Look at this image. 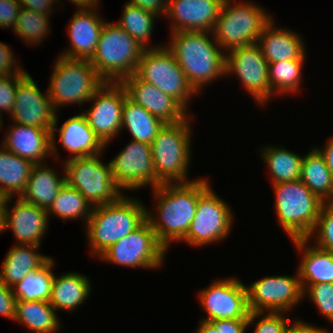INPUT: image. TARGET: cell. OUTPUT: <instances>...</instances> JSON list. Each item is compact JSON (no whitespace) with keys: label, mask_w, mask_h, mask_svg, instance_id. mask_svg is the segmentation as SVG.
<instances>
[{"label":"cell","mask_w":333,"mask_h":333,"mask_svg":"<svg viewBox=\"0 0 333 333\" xmlns=\"http://www.w3.org/2000/svg\"><path fill=\"white\" fill-rule=\"evenodd\" d=\"M210 186L207 178L187 183H163L151 188L157 199L156 212L147 209L157 240L168 250L171 243L180 242L188 233L195 217L199 196ZM156 215V216H154Z\"/></svg>","instance_id":"1"},{"label":"cell","mask_w":333,"mask_h":333,"mask_svg":"<svg viewBox=\"0 0 333 333\" xmlns=\"http://www.w3.org/2000/svg\"><path fill=\"white\" fill-rule=\"evenodd\" d=\"M165 44L198 93L205 85L225 76L226 52L210 31H179Z\"/></svg>","instance_id":"2"},{"label":"cell","mask_w":333,"mask_h":333,"mask_svg":"<svg viewBox=\"0 0 333 333\" xmlns=\"http://www.w3.org/2000/svg\"><path fill=\"white\" fill-rule=\"evenodd\" d=\"M140 200L124 194L115 202L94 206L86 222V236L93 257H99L110 246L138 228L147 217Z\"/></svg>","instance_id":"3"},{"label":"cell","mask_w":333,"mask_h":333,"mask_svg":"<svg viewBox=\"0 0 333 333\" xmlns=\"http://www.w3.org/2000/svg\"><path fill=\"white\" fill-rule=\"evenodd\" d=\"M145 48L116 23L105 22L89 60L104 82L121 83L137 70Z\"/></svg>","instance_id":"4"},{"label":"cell","mask_w":333,"mask_h":333,"mask_svg":"<svg viewBox=\"0 0 333 333\" xmlns=\"http://www.w3.org/2000/svg\"><path fill=\"white\" fill-rule=\"evenodd\" d=\"M277 223L291 240L309 238L324 203L300 179L272 184Z\"/></svg>","instance_id":"5"},{"label":"cell","mask_w":333,"mask_h":333,"mask_svg":"<svg viewBox=\"0 0 333 333\" xmlns=\"http://www.w3.org/2000/svg\"><path fill=\"white\" fill-rule=\"evenodd\" d=\"M188 116L178 123H165L151 143L156 179L161 183H187L191 160V130Z\"/></svg>","instance_id":"6"},{"label":"cell","mask_w":333,"mask_h":333,"mask_svg":"<svg viewBox=\"0 0 333 333\" xmlns=\"http://www.w3.org/2000/svg\"><path fill=\"white\" fill-rule=\"evenodd\" d=\"M272 19L258 4L224 0L212 32L215 41L224 52H228L257 43L264 27Z\"/></svg>","instance_id":"7"},{"label":"cell","mask_w":333,"mask_h":333,"mask_svg":"<svg viewBox=\"0 0 333 333\" xmlns=\"http://www.w3.org/2000/svg\"><path fill=\"white\" fill-rule=\"evenodd\" d=\"M104 83L89 60L59 55L47 90L57 110L66 105L89 102Z\"/></svg>","instance_id":"8"},{"label":"cell","mask_w":333,"mask_h":333,"mask_svg":"<svg viewBox=\"0 0 333 333\" xmlns=\"http://www.w3.org/2000/svg\"><path fill=\"white\" fill-rule=\"evenodd\" d=\"M69 158L63 161L65 183L78 190L94 206L117 201L123 193L112 177L110 164L102 156Z\"/></svg>","instance_id":"9"},{"label":"cell","mask_w":333,"mask_h":333,"mask_svg":"<svg viewBox=\"0 0 333 333\" xmlns=\"http://www.w3.org/2000/svg\"><path fill=\"white\" fill-rule=\"evenodd\" d=\"M135 74L141 80L153 84L174 98L186 111L189 105L188 101L197 95L173 53L166 45L145 49Z\"/></svg>","instance_id":"10"},{"label":"cell","mask_w":333,"mask_h":333,"mask_svg":"<svg viewBox=\"0 0 333 333\" xmlns=\"http://www.w3.org/2000/svg\"><path fill=\"white\" fill-rule=\"evenodd\" d=\"M166 253L167 249L157 240L146 219L138 228L110 246L99 258L119 266L154 270L164 263Z\"/></svg>","instance_id":"11"},{"label":"cell","mask_w":333,"mask_h":333,"mask_svg":"<svg viewBox=\"0 0 333 333\" xmlns=\"http://www.w3.org/2000/svg\"><path fill=\"white\" fill-rule=\"evenodd\" d=\"M232 224L231 208L209 186L199 196L195 217L180 242L185 241L194 247L217 243L228 237Z\"/></svg>","instance_id":"12"},{"label":"cell","mask_w":333,"mask_h":333,"mask_svg":"<svg viewBox=\"0 0 333 333\" xmlns=\"http://www.w3.org/2000/svg\"><path fill=\"white\" fill-rule=\"evenodd\" d=\"M268 71V61L257 43L226 52L225 75L236 74L244 89L262 106L272 98Z\"/></svg>","instance_id":"13"},{"label":"cell","mask_w":333,"mask_h":333,"mask_svg":"<svg viewBox=\"0 0 333 333\" xmlns=\"http://www.w3.org/2000/svg\"><path fill=\"white\" fill-rule=\"evenodd\" d=\"M296 276H267L247 287L250 312H284L303 300L299 273Z\"/></svg>","instance_id":"14"},{"label":"cell","mask_w":333,"mask_h":333,"mask_svg":"<svg viewBox=\"0 0 333 333\" xmlns=\"http://www.w3.org/2000/svg\"><path fill=\"white\" fill-rule=\"evenodd\" d=\"M109 164L112 177L121 190L161 185L156 179L150 144L130 140Z\"/></svg>","instance_id":"15"},{"label":"cell","mask_w":333,"mask_h":333,"mask_svg":"<svg viewBox=\"0 0 333 333\" xmlns=\"http://www.w3.org/2000/svg\"><path fill=\"white\" fill-rule=\"evenodd\" d=\"M198 293L199 303L207 313L201 320L248 319L247 287L239 279L214 280Z\"/></svg>","instance_id":"16"},{"label":"cell","mask_w":333,"mask_h":333,"mask_svg":"<svg viewBox=\"0 0 333 333\" xmlns=\"http://www.w3.org/2000/svg\"><path fill=\"white\" fill-rule=\"evenodd\" d=\"M127 92L121 83L105 82L89 100L93 105L83 111L88 125L105 145L122 130L123 103Z\"/></svg>","instance_id":"17"},{"label":"cell","mask_w":333,"mask_h":333,"mask_svg":"<svg viewBox=\"0 0 333 333\" xmlns=\"http://www.w3.org/2000/svg\"><path fill=\"white\" fill-rule=\"evenodd\" d=\"M56 111L48 95L42 93L27 73L17 85L15 103L12 109V121L17 124L52 130Z\"/></svg>","instance_id":"18"},{"label":"cell","mask_w":333,"mask_h":333,"mask_svg":"<svg viewBox=\"0 0 333 333\" xmlns=\"http://www.w3.org/2000/svg\"><path fill=\"white\" fill-rule=\"evenodd\" d=\"M58 114H56L54 125L51 130V154L53 159L58 160L56 134L59 130V141L64 149L69 151L71 158L95 156L104 153L105 145L95 135L93 129L88 125L83 113L70 117L61 127H58ZM57 127L59 129H57ZM57 130V131H56Z\"/></svg>","instance_id":"19"},{"label":"cell","mask_w":333,"mask_h":333,"mask_svg":"<svg viewBox=\"0 0 333 333\" xmlns=\"http://www.w3.org/2000/svg\"><path fill=\"white\" fill-rule=\"evenodd\" d=\"M224 0H168L166 18L171 32H212Z\"/></svg>","instance_id":"20"},{"label":"cell","mask_w":333,"mask_h":333,"mask_svg":"<svg viewBox=\"0 0 333 333\" xmlns=\"http://www.w3.org/2000/svg\"><path fill=\"white\" fill-rule=\"evenodd\" d=\"M97 5L79 7L69 21L67 27L70 48L64 50L61 56L71 59L90 60L95 53L101 30L106 22L99 12H96ZM96 12V13H95Z\"/></svg>","instance_id":"21"},{"label":"cell","mask_w":333,"mask_h":333,"mask_svg":"<svg viewBox=\"0 0 333 333\" xmlns=\"http://www.w3.org/2000/svg\"><path fill=\"white\" fill-rule=\"evenodd\" d=\"M121 84L127 96L164 123H178L188 112L171 96L153 84L141 80L135 73L125 78Z\"/></svg>","instance_id":"22"},{"label":"cell","mask_w":333,"mask_h":333,"mask_svg":"<svg viewBox=\"0 0 333 333\" xmlns=\"http://www.w3.org/2000/svg\"><path fill=\"white\" fill-rule=\"evenodd\" d=\"M13 198L9 197L4 204L6 230H12L16 244L41 246L49 224L47 210L26 202L21 197H18L10 210L8 204Z\"/></svg>","instance_id":"23"},{"label":"cell","mask_w":333,"mask_h":333,"mask_svg":"<svg viewBox=\"0 0 333 333\" xmlns=\"http://www.w3.org/2000/svg\"><path fill=\"white\" fill-rule=\"evenodd\" d=\"M12 126L1 142V145L8 151L34 164L44 163L47 156H52L51 131L49 129L17 123H13Z\"/></svg>","instance_id":"24"},{"label":"cell","mask_w":333,"mask_h":333,"mask_svg":"<svg viewBox=\"0 0 333 333\" xmlns=\"http://www.w3.org/2000/svg\"><path fill=\"white\" fill-rule=\"evenodd\" d=\"M273 22L264 27L257 41L268 63L306 58L302 37L290 29L275 27Z\"/></svg>","instance_id":"25"},{"label":"cell","mask_w":333,"mask_h":333,"mask_svg":"<svg viewBox=\"0 0 333 333\" xmlns=\"http://www.w3.org/2000/svg\"><path fill=\"white\" fill-rule=\"evenodd\" d=\"M292 242L297 251L303 253L297 269L302 290L312 284L333 283V253L315 245H307L310 243L307 238L295 239Z\"/></svg>","instance_id":"26"},{"label":"cell","mask_w":333,"mask_h":333,"mask_svg":"<svg viewBox=\"0 0 333 333\" xmlns=\"http://www.w3.org/2000/svg\"><path fill=\"white\" fill-rule=\"evenodd\" d=\"M38 248L40 246L13 245L2 263L0 280L12 288L27 274L40 269L51 257L37 252Z\"/></svg>","instance_id":"27"},{"label":"cell","mask_w":333,"mask_h":333,"mask_svg":"<svg viewBox=\"0 0 333 333\" xmlns=\"http://www.w3.org/2000/svg\"><path fill=\"white\" fill-rule=\"evenodd\" d=\"M46 165V166H44ZM33 166L27 186L20 197L26 202L48 210L65 184V175L60 177L56 170L47 164Z\"/></svg>","instance_id":"28"},{"label":"cell","mask_w":333,"mask_h":333,"mask_svg":"<svg viewBox=\"0 0 333 333\" xmlns=\"http://www.w3.org/2000/svg\"><path fill=\"white\" fill-rule=\"evenodd\" d=\"M91 292L89 278L77 272H67L53 278L49 303L57 311H73L83 304Z\"/></svg>","instance_id":"29"},{"label":"cell","mask_w":333,"mask_h":333,"mask_svg":"<svg viewBox=\"0 0 333 333\" xmlns=\"http://www.w3.org/2000/svg\"><path fill=\"white\" fill-rule=\"evenodd\" d=\"M299 179L322 201H333V178L317 146L303 156Z\"/></svg>","instance_id":"30"},{"label":"cell","mask_w":333,"mask_h":333,"mask_svg":"<svg viewBox=\"0 0 333 333\" xmlns=\"http://www.w3.org/2000/svg\"><path fill=\"white\" fill-rule=\"evenodd\" d=\"M15 321L34 333H56L61 326L54 307L41 300H17Z\"/></svg>","instance_id":"31"},{"label":"cell","mask_w":333,"mask_h":333,"mask_svg":"<svg viewBox=\"0 0 333 333\" xmlns=\"http://www.w3.org/2000/svg\"><path fill=\"white\" fill-rule=\"evenodd\" d=\"M165 123L131 100L127 95L123 103L122 130L127 128L133 141L150 144Z\"/></svg>","instance_id":"32"},{"label":"cell","mask_w":333,"mask_h":333,"mask_svg":"<svg viewBox=\"0 0 333 333\" xmlns=\"http://www.w3.org/2000/svg\"><path fill=\"white\" fill-rule=\"evenodd\" d=\"M0 186L8 197L24 192L31 175L33 162L0 147Z\"/></svg>","instance_id":"33"},{"label":"cell","mask_w":333,"mask_h":333,"mask_svg":"<svg viewBox=\"0 0 333 333\" xmlns=\"http://www.w3.org/2000/svg\"><path fill=\"white\" fill-rule=\"evenodd\" d=\"M263 161L271 174L272 184L296 181L300 178L303 156L283 147L265 146L260 148Z\"/></svg>","instance_id":"34"},{"label":"cell","mask_w":333,"mask_h":333,"mask_svg":"<svg viewBox=\"0 0 333 333\" xmlns=\"http://www.w3.org/2000/svg\"><path fill=\"white\" fill-rule=\"evenodd\" d=\"M51 257L40 269L27 274L19 283L12 287L16 300L48 301L54 278L55 262ZM53 267V268H52Z\"/></svg>","instance_id":"35"},{"label":"cell","mask_w":333,"mask_h":333,"mask_svg":"<svg viewBox=\"0 0 333 333\" xmlns=\"http://www.w3.org/2000/svg\"><path fill=\"white\" fill-rule=\"evenodd\" d=\"M93 206L90 202L75 188L66 183L59 191L52 205L47 210L48 218L52 214L64 220L85 219L86 223L91 217Z\"/></svg>","instance_id":"36"},{"label":"cell","mask_w":333,"mask_h":333,"mask_svg":"<svg viewBox=\"0 0 333 333\" xmlns=\"http://www.w3.org/2000/svg\"><path fill=\"white\" fill-rule=\"evenodd\" d=\"M158 18L153 12L138 8L125 2L123 6L122 17L116 24L124 29L132 38H134L145 49L158 48L163 45L148 47L150 37L153 33L154 20Z\"/></svg>","instance_id":"37"},{"label":"cell","mask_w":333,"mask_h":333,"mask_svg":"<svg viewBox=\"0 0 333 333\" xmlns=\"http://www.w3.org/2000/svg\"><path fill=\"white\" fill-rule=\"evenodd\" d=\"M306 58L268 63V79L272 97L277 94L297 93L301 91L302 67Z\"/></svg>","instance_id":"38"},{"label":"cell","mask_w":333,"mask_h":333,"mask_svg":"<svg viewBox=\"0 0 333 333\" xmlns=\"http://www.w3.org/2000/svg\"><path fill=\"white\" fill-rule=\"evenodd\" d=\"M50 15L22 7L16 19L13 32L19 35L18 37H22L21 40H24L30 46L31 44L32 46L40 45V43H43V38L50 32Z\"/></svg>","instance_id":"39"},{"label":"cell","mask_w":333,"mask_h":333,"mask_svg":"<svg viewBox=\"0 0 333 333\" xmlns=\"http://www.w3.org/2000/svg\"><path fill=\"white\" fill-rule=\"evenodd\" d=\"M316 247L333 253V201L324 202L317 220V224L308 239L315 237Z\"/></svg>","instance_id":"40"},{"label":"cell","mask_w":333,"mask_h":333,"mask_svg":"<svg viewBox=\"0 0 333 333\" xmlns=\"http://www.w3.org/2000/svg\"><path fill=\"white\" fill-rule=\"evenodd\" d=\"M284 315V312H250L248 315V327L256 324L253 333H285L290 318ZM258 317L262 318L255 323Z\"/></svg>","instance_id":"41"},{"label":"cell","mask_w":333,"mask_h":333,"mask_svg":"<svg viewBox=\"0 0 333 333\" xmlns=\"http://www.w3.org/2000/svg\"><path fill=\"white\" fill-rule=\"evenodd\" d=\"M308 295L320 311L329 321L333 319V283H318L309 285L303 291V297Z\"/></svg>","instance_id":"42"},{"label":"cell","mask_w":333,"mask_h":333,"mask_svg":"<svg viewBox=\"0 0 333 333\" xmlns=\"http://www.w3.org/2000/svg\"><path fill=\"white\" fill-rule=\"evenodd\" d=\"M28 72L23 71L19 75H7L0 76V117L3 118L2 112L7 111L9 116L12 113V109L15 103V95L17 90L18 82L27 74Z\"/></svg>","instance_id":"43"},{"label":"cell","mask_w":333,"mask_h":333,"mask_svg":"<svg viewBox=\"0 0 333 333\" xmlns=\"http://www.w3.org/2000/svg\"><path fill=\"white\" fill-rule=\"evenodd\" d=\"M10 48L0 41V76L19 75L24 71L14 60V52Z\"/></svg>","instance_id":"44"},{"label":"cell","mask_w":333,"mask_h":333,"mask_svg":"<svg viewBox=\"0 0 333 333\" xmlns=\"http://www.w3.org/2000/svg\"><path fill=\"white\" fill-rule=\"evenodd\" d=\"M21 8L16 0H0V27L13 29Z\"/></svg>","instance_id":"45"},{"label":"cell","mask_w":333,"mask_h":333,"mask_svg":"<svg viewBox=\"0 0 333 333\" xmlns=\"http://www.w3.org/2000/svg\"><path fill=\"white\" fill-rule=\"evenodd\" d=\"M16 302L12 288L0 280V315L15 320Z\"/></svg>","instance_id":"46"},{"label":"cell","mask_w":333,"mask_h":333,"mask_svg":"<svg viewBox=\"0 0 333 333\" xmlns=\"http://www.w3.org/2000/svg\"><path fill=\"white\" fill-rule=\"evenodd\" d=\"M168 0H129V4L148 10L162 17L165 16Z\"/></svg>","instance_id":"47"},{"label":"cell","mask_w":333,"mask_h":333,"mask_svg":"<svg viewBox=\"0 0 333 333\" xmlns=\"http://www.w3.org/2000/svg\"><path fill=\"white\" fill-rule=\"evenodd\" d=\"M16 1L25 9L44 14H51L52 12H54L53 4L57 2V0H16Z\"/></svg>","instance_id":"48"},{"label":"cell","mask_w":333,"mask_h":333,"mask_svg":"<svg viewBox=\"0 0 333 333\" xmlns=\"http://www.w3.org/2000/svg\"><path fill=\"white\" fill-rule=\"evenodd\" d=\"M248 319H221L220 333H245Z\"/></svg>","instance_id":"49"},{"label":"cell","mask_w":333,"mask_h":333,"mask_svg":"<svg viewBox=\"0 0 333 333\" xmlns=\"http://www.w3.org/2000/svg\"><path fill=\"white\" fill-rule=\"evenodd\" d=\"M290 326L287 325V330L285 333H327V329H323L320 327L313 326L309 323L303 322V320L297 319V321H293Z\"/></svg>","instance_id":"50"},{"label":"cell","mask_w":333,"mask_h":333,"mask_svg":"<svg viewBox=\"0 0 333 333\" xmlns=\"http://www.w3.org/2000/svg\"><path fill=\"white\" fill-rule=\"evenodd\" d=\"M194 333H220V320H200L199 327Z\"/></svg>","instance_id":"51"},{"label":"cell","mask_w":333,"mask_h":333,"mask_svg":"<svg viewBox=\"0 0 333 333\" xmlns=\"http://www.w3.org/2000/svg\"><path fill=\"white\" fill-rule=\"evenodd\" d=\"M319 151L325 157L329 171L331 172L333 178V138H330L328 143L324 146V149L320 148Z\"/></svg>","instance_id":"52"},{"label":"cell","mask_w":333,"mask_h":333,"mask_svg":"<svg viewBox=\"0 0 333 333\" xmlns=\"http://www.w3.org/2000/svg\"><path fill=\"white\" fill-rule=\"evenodd\" d=\"M69 1L73 2L78 7H89L100 3V0H69Z\"/></svg>","instance_id":"53"},{"label":"cell","mask_w":333,"mask_h":333,"mask_svg":"<svg viewBox=\"0 0 333 333\" xmlns=\"http://www.w3.org/2000/svg\"><path fill=\"white\" fill-rule=\"evenodd\" d=\"M6 231V214L4 205H0V233Z\"/></svg>","instance_id":"54"},{"label":"cell","mask_w":333,"mask_h":333,"mask_svg":"<svg viewBox=\"0 0 333 333\" xmlns=\"http://www.w3.org/2000/svg\"><path fill=\"white\" fill-rule=\"evenodd\" d=\"M8 198L9 197L6 195V193L2 190L0 186V204L4 205L8 201Z\"/></svg>","instance_id":"55"},{"label":"cell","mask_w":333,"mask_h":333,"mask_svg":"<svg viewBox=\"0 0 333 333\" xmlns=\"http://www.w3.org/2000/svg\"><path fill=\"white\" fill-rule=\"evenodd\" d=\"M2 119H1V117H0V128H2V125H3V123H2Z\"/></svg>","instance_id":"56"}]
</instances>
